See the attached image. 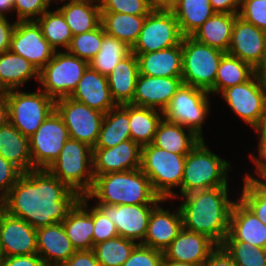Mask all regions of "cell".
I'll return each instance as SVG.
<instances>
[{
    "label": "cell",
    "instance_id": "obj_1",
    "mask_svg": "<svg viewBox=\"0 0 266 266\" xmlns=\"http://www.w3.org/2000/svg\"><path fill=\"white\" fill-rule=\"evenodd\" d=\"M80 195L47 169L22 173L6 197V212L35 229L62 223Z\"/></svg>",
    "mask_w": 266,
    "mask_h": 266
},
{
    "label": "cell",
    "instance_id": "obj_2",
    "mask_svg": "<svg viewBox=\"0 0 266 266\" xmlns=\"http://www.w3.org/2000/svg\"><path fill=\"white\" fill-rule=\"evenodd\" d=\"M228 187L191 191L181 196L183 228L203 234L221 246L229 233L231 211L236 202L229 199Z\"/></svg>",
    "mask_w": 266,
    "mask_h": 266
},
{
    "label": "cell",
    "instance_id": "obj_3",
    "mask_svg": "<svg viewBox=\"0 0 266 266\" xmlns=\"http://www.w3.org/2000/svg\"><path fill=\"white\" fill-rule=\"evenodd\" d=\"M95 203L109 205H140L165 203L153 190L150 179L141 168L125 172L94 175V184L86 195Z\"/></svg>",
    "mask_w": 266,
    "mask_h": 266
},
{
    "label": "cell",
    "instance_id": "obj_4",
    "mask_svg": "<svg viewBox=\"0 0 266 266\" xmlns=\"http://www.w3.org/2000/svg\"><path fill=\"white\" fill-rule=\"evenodd\" d=\"M205 144L201 139L185 157L181 196L191 191L228 186L230 162L210 151Z\"/></svg>",
    "mask_w": 266,
    "mask_h": 266
},
{
    "label": "cell",
    "instance_id": "obj_5",
    "mask_svg": "<svg viewBox=\"0 0 266 266\" xmlns=\"http://www.w3.org/2000/svg\"><path fill=\"white\" fill-rule=\"evenodd\" d=\"M185 157L152 143L141 147V170L150 179L154 192L162 199L180 197L172 189L181 186Z\"/></svg>",
    "mask_w": 266,
    "mask_h": 266
},
{
    "label": "cell",
    "instance_id": "obj_6",
    "mask_svg": "<svg viewBox=\"0 0 266 266\" xmlns=\"http://www.w3.org/2000/svg\"><path fill=\"white\" fill-rule=\"evenodd\" d=\"M47 170L80 196H86L94 184L92 148L69 138Z\"/></svg>",
    "mask_w": 266,
    "mask_h": 266
},
{
    "label": "cell",
    "instance_id": "obj_7",
    "mask_svg": "<svg viewBox=\"0 0 266 266\" xmlns=\"http://www.w3.org/2000/svg\"><path fill=\"white\" fill-rule=\"evenodd\" d=\"M226 53L205 45L192 36L182 38V82L214 93L220 61Z\"/></svg>",
    "mask_w": 266,
    "mask_h": 266
},
{
    "label": "cell",
    "instance_id": "obj_8",
    "mask_svg": "<svg viewBox=\"0 0 266 266\" xmlns=\"http://www.w3.org/2000/svg\"><path fill=\"white\" fill-rule=\"evenodd\" d=\"M24 92L20 89L5 91L9 122L23 135L32 136L44 120L55 110V100L42 91Z\"/></svg>",
    "mask_w": 266,
    "mask_h": 266
},
{
    "label": "cell",
    "instance_id": "obj_9",
    "mask_svg": "<svg viewBox=\"0 0 266 266\" xmlns=\"http://www.w3.org/2000/svg\"><path fill=\"white\" fill-rule=\"evenodd\" d=\"M89 63L68 51H55L51 60L39 71L38 83L53 100L69 97L75 90Z\"/></svg>",
    "mask_w": 266,
    "mask_h": 266
},
{
    "label": "cell",
    "instance_id": "obj_10",
    "mask_svg": "<svg viewBox=\"0 0 266 266\" xmlns=\"http://www.w3.org/2000/svg\"><path fill=\"white\" fill-rule=\"evenodd\" d=\"M209 92L182 84L163 111V118L192 130L201 139L210 110Z\"/></svg>",
    "mask_w": 266,
    "mask_h": 266
},
{
    "label": "cell",
    "instance_id": "obj_11",
    "mask_svg": "<svg viewBox=\"0 0 266 266\" xmlns=\"http://www.w3.org/2000/svg\"><path fill=\"white\" fill-rule=\"evenodd\" d=\"M183 35L173 11L153 9L144 21L132 53H149L179 45Z\"/></svg>",
    "mask_w": 266,
    "mask_h": 266
},
{
    "label": "cell",
    "instance_id": "obj_12",
    "mask_svg": "<svg viewBox=\"0 0 266 266\" xmlns=\"http://www.w3.org/2000/svg\"><path fill=\"white\" fill-rule=\"evenodd\" d=\"M55 110L68 129L69 138L88 144L94 148L101 130L105 114L91 109L70 97L55 101Z\"/></svg>",
    "mask_w": 266,
    "mask_h": 266
},
{
    "label": "cell",
    "instance_id": "obj_13",
    "mask_svg": "<svg viewBox=\"0 0 266 266\" xmlns=\"http://www.w3.org/2000/svg\"><path fill=\"white\" fill-rule=\"evenodd\" d=\"M29 139L33 167L48 169L58 158L69 134L63 119L54 110Z\"/></svg>",
    "mask_w": 266,
    "mask_h": 266
},
{
    "label": "cell",
    "instance_id": "obj_14",
    "mask_svg": "<svg viewBox=\"0 0 266 266\" xmlns=\"http://www.w3.org/2000/svg\"><path fill=\"white\" fill-rule=\"evenodd\" d=\"M226 103L247 125L257 130L266 113V94L254 75L243 84L226 88L220 93Z\"/></svg>",
    "mask_w": 266,
    "mask_h": 266
},
{
    "label": "cell",
    "instance_id": "obj_15",
    "mask_svg": "<svg viewBox=\"0 0 266 266\" xmlns=\"http://www.w3.org/2000/svg\"><path fill=\"white\" fill-rule=\"evenodd\" d=\"M10 50L24 57L38 71L51 60L56 51L44 38L36 21H16Z\"/></svg>",
    "mask_w": 266,
    "mask_h": 266
},
{
    "label": "cell",
    "instance_id": "obj_16",
    "mask_svg": "<svg viewBox=\"0 0 266 266\" xmlns=\"http://www.w3.org/2000/svg\"><path fill=\"white\" fill-rule=\"evenodd\" d=\"M115 224L118 236L142 243L146 237L152 210L158 204L109 205L95 203Z\"/></svg>",
    "mask_w": 266,
    "mask_h": 266
},
{
    "label": "cell",
    "instance_id": "obj_17",
    "mask_svg": "<svg viewBox=\"0 0 266 266\" xmlns=\"http://www.w3.org/2000/svg\"><path fill=\"white\" fill-rule=\"evenodd\" d=\"M227 53L256 69L266 59L265 31L237 16Z\"/></svg>",
    "mask_w": 266,
    "mask_h": 266
},
{
    "label": "cell",
    "instance_id": "obj_18",
    "mask_svg": "<svg viewBox=\"0 0 266 266\" xmlns=\"http://www.w3.org/2000/svg\"><path fill=\"white\" fill-rule=\"evenodd\" d=\"M139 168H141V147L131 139L111 148H92L93 175Z\"/></svg>",
    "mask_w": 266,
    "mask_h": 266
},
{
    "label": "cell",
    "instance_id": "obj_19",
    "mask_svg": "<svg viewBox=\"0 0 266 266\" xmlns=\"http://www.w3.org/2000/svg\"><path fill=\"white\" fill-rule=\"evenodd\" d=\"M0 250L3 257L37 254L36 229L6 212L0 219Z\"/></svg>",
    "mask_w": 266,
    "mask_h": 266
},
{
    "label": "cell",
    "instance_id": "obj_20",
    "mask_svg": "<svg viewBox=\"0 0 266 266\" xmlns=\"http://www.w3.org/2000/svg\"><path fill=\"white\" fill-rule=\"evenodd\" d=\"M182 84V77H154L139 74L130 104L164 111Z\"/></svg>",
    "mask_w": 266,
    "mask_h": 266
},
{
    "label": "cell",
    "instance_id": "obj_21",
    "mask_svg": "<svg viewBox=\"0 0 266 266\" xmlns=\"http://www.w3.org/2000/svg\"><path fill=\"white\" fill-rule=\"evenodd\" d=\"M217 247L218 245L209 237L183 228L163 252V261H179L203 266Z\"/></svg>",
    "mask_w": 266,
    "mask_h": 266
},
{
    "label": "cell",
    "instance_id": "obj_22",
    "mask_svg": "<svg viewBox=\"0 0 266 266\" xmlns=\"http://www.w3.org/2000/svg\"><path fill=\"white\" fill-rule=\"evenodd\" d=\"M224 241H241L266 249V225L239 198L233 205Z\"/></svg>",
    "mask_w": 266,
    "mask_h": 266
},
{
    "label": "cell",
    "instance_id": "obj_23",
    "mask_svg": "<svg viewBox=\"0 0 266 266\" xmlns=\"http://www.w3.org/2000/svg\"><path fill=\"white\" fill-rule=\"evenodd\" d=\"M69 97L104 114L117 106L111 96L107 76L101 75L90 66Z\"/></svg>",
    "mask_w": 266,
    "mask_h": 266
},
{
    "label": "cell",
    "instance_id": "obj_24",
    "mask_svg": "<svg viewBox=\"0 0 266 266\" xmlns=\"http://www.w3.org/2000/svg\"><path fill=\"white\" fill-rule=\"evenodd\" d=\"M183 229L180 209L171 213L159 204L152 210L147 233L141 243L150 248L164 252Z\"/></svg>",
    "mask_w": 266,
    "mask_h": 266
},
{
    "label": "cell",
    "instance_id": "obj_25",
    "mask_svg": "<svg viewBox=\"0 0 266 266\" xmlns=\"http://www.w3.org/2000/svg\"><path fill=\"white\" fill-rule=\"evenodd\" d=\"M37 254L47 266H62L76 251L62 223L36 229Z\"/></svg>",
    "mask_w": 266,
    "mask_h": 266
},
{
    "label": "cell",
    "instance_id": "obj_26",
    "mask_svg": "<svg viewBox=\"0 0 266 266\" xmlns=\"http://www.w3.org/2000/svg\"><path fill=\"white\" fill-rule=\"evenodd\" d=\"M139 74L154 77H182V41L173 47L149 52L134 53Z\"/></svg>",
    "mask_w": 266,
    "mask_h": 266
},
{
    "label": "cell",
    "instance_id": "obj_27",
    "mask_svg": "<svg viewBox=\"0 0 266 266\" xmlns=\"http://www.w3.org/2000/svg\"><path fill=\"white\" fill-rule=\"evenodd\" d=\"M138 75V59L131 52L107 76L111 96L117 105L130 104L132 102Z\"/></svg>",
    "mask_w": 266,
    "mask_h": 266
},
{
    "label": "cell",
    "instance_id": "obj_28",
    "mask_svg": "<svg viewBox=\"0 0 266 266\" xmlns=\"http://www.w3.org/2000/svg\"><path fill=\"white\" fill-rule=\"evenodd\" d=\"M57 9L62 13L72 35L94 30L101 24L99 0H68Z\"/></svg>",
    "mask_w": 266,
    "mask_h": 266
},
{
    "label": "cell",
    "instance_id": "obj_29",
    "mask_svg": "<svg viewBox=\"0 0 266 266\" xmlns=\"http://www.w3.org/2000/svg\"><path fill=\"white\" fill-rule=\"evenodd\" d=\"M0 155L22 173L35 169L32 165L29 137L10 122L0 127Z\"/></svg>",
    "mask_w": 266,
    "mask_h": 266
},
{
    "label": "cell",
    "instance_id": "obj_30",
    "mask_svg": "<svg viewBox=\"0 0 266 266\" xmlns=\"http://www.w3.org/2000/svg\"><path fill=\"white\" fill-rule=\"evenodd\" d=\"M200 140L192 130L163 118L152 144L174 154L187 155Z\"/></svg>",
    "mask_w": 266,
    "mask_h": 266
},
{
    "label": "cell",
    "instance_id": "obj_31",
    "mask_svg": "<svg viewBox=\"0 0 266 266\" xmlns=\"http://www.w3.org/2000/svg\"><path fill=\"white\" fill-rule=\"evenodd\" d=\"M34 77L39 80V71L24 57L11 50L0 54V92L20 89Z\"/></svg>",
    "mask_w": 266,
    "mask_h": 266
},
{
    "label": "cell",
    "instance_id": "obj_32",
    "mask_svg": "<svg viewBox=\"0 0 266 266\" xmlns=\"http://www.w3.org/2000/svg\"><path fill=\"white\" fill-rule=\"evenodd\" d=\"M238 14L215 12L191 36L197 41L227 53Z\"/></svg>",
    "mask_w": 266,
    "mask_h": 266
},
{
    "label": "cell",
    "instance_id": "obj_33",
    "mask_svg": "<svg viewBox=\"0 0 266 266\" xmlns=\"http://www.w3.org/2000/svg\"><path fill=\"white\" fill-rule=\"evenodd\" d=\"M129 104L117 105L105 113L94 148H111L131 139Z\"/></svg>",
    "mask_w": 266,
    "mask_h": 266
},
{
    "label": "cell",
    "instance_id": "obj_34",
    "mask_svg": "<svg viewBox=\"0 0 266 266\" xmlns=\"http://www.w3.org/2000/svg\"><path fill=\"white\" fill-rule=\"evenodd\" d=\"M62 224L76 251L93 250V217L79 201L69 211Z\"/></svg>",
    "mask_w": 266,
    "mask_h": 266
},
{
    "label": "cell",
    "instance_id": "obj_35",
    "mask_svg": "<svg viewBox=\"0 0 266 266\" xmlns=\"http://www.w3.org/2000/svg\"><path fill=\"white\" fill-rule=\"evenodd\" d=\"M146 16L101 12V24L106 34L125 42L132 48L138 40Z\"/></svg>",
    "mask_w": 266,
    "mask_h": 266
},
{
    "label": "cell",
    "instance_id": "obj_36",
    "mask_svg": "<svg viewBox=\"0 0 266 266\" xmlns=\"http://www.w3.org/2000/svg\"><path fill=\"white\" fill-rule=\"evenodd\" d=\"M162 119L163 111L129 104L131 140L140 147L151 144Z\"/></svg>",
    "mask_w": 266,
    "mask_h": 266
},
{
    "label": "cell",
    "instance_id": "obj_37",
    "mask_svg": "<svg viewBox=\"0 0 266 266\" xmlns=\"http://www.w3.org/2000/svg\"><path fill=\"white\" fill-rule=\"evenodd\" d=\"M172 11L183 36H191L215 13L210 0H181Z\"/></svg>",
    "mask_w": 266,
    "mask_h": 266
},
{
    "label": "cell",
    "instance_id": "obj_38",
    "mask_svg": "<svg viewBox=\"0 0 266 266\" xmlns=\"http://www.w3.org/2000/svg\"><path fill=\"white\" fill-rule=\"evenodd\" d=\"M255 75V69L248 63L226 53L219 64L214 84V94H220L228 87L243 84Z\"/></svg>",
    "mask_w": 266,
    "mask_h": 266
},
{
    "label": "cell",
    "instance_id": "obj_39",
    "mask_svg": "<svg viewBox=\"0 0 266 266\" xmlns=\"http://www.w3.org/2000/svg\"><path fill=\"white\" fill-rule=\"evenodd\" d=\"M131 53V48L123 41L105 33L103 42L89 66L101 75L108 76L114 67Z\"/></svg>",
    "mask_w": 266,
    "mask_h": 266
},
{
    "label": "cell",
    "instance_id": "obj_40",
    "mask_svg": "<svg viewBox=\"0 0 266 266\" xmlns=\"http://www.w3.org/2000/svg\"><path fill=\"white\" fill-rule=\"evenodd\" d=\"M36 22L40 26L44 38L56 51H59L58 48L60 47L65 48V51L69 48L73 35L64 16L58 9L47 10Z\"/></svg>",
    "mask_w": 266,
    "mask_h": 266
},
{
    "label": "cell",
    "instance_id": "obj_41",
    "mask_svg": "<svg viewBox=\"0 0 266 266\" xmlns=\"http://www.w3.org/2000/svg\"><path fill=\"white\" fill-rule=\"evenodd\" d=\"M138 242L121 236L102 241L93 246L99 266H122Z\"/></svg>",
    "mask_w": 266,
    "mask_h": 266
},
{
    "label": "cell",
    "instance_id": "obj_42",
    "mask_svg": "<svg viewBox=\"0 0 266 266\" xmlns=\"http://www.w3.org/2000/svg\"><path fill=\"white\" fill-rule=\"evenodd\" d=\"M237 266H266V249L241 241H224L221 245Z\"/></svg>",
    "mask_w": 266,
    "mask_h": 266
},
{
    "label": "cell",
    "instance_id": "obj_43",
    "mask_svg": "<svg viewBox=\"0 0 266 266\" xmlns=\"http://www.w3.org/2000/svg\"><path fill=\"white\" fill-rule=\"evenodd\" d=\"M103 42V26L100 24L92 31L74 35L66 50L88 63L96 56Z\"/></svg>",
    "mask_w": 266,
    "mask_h": 266
},
{
    "label": "cell",
    "instance_id": "obj_44",
    "mask_svg": "<svg viewBox=\"0 0 266 266\" xmlns=\"http://www.w3.org/2000/svg\"><path fill=\"white\" fill-rule=\"evenodd\" d=\"M243 180L238 198L266 225V191L255 181Z\"/></svg>",
    "mask_w": 266,
    "mask_h": 266
},
{
    "label": "cell",
    "instance_id": "obj_45",
    "mask_svg": "<svg viewBox=\"0 0 266 266\" xmlns=\"http://www.w3.org/2000/svg\"><path fill=\"white\" fill-rule=\"evenodd\" d=\"M79 202L89 211L93 217V245L118 236L115 224L112 223V221L96 205L88 208L89 199L86 196H81Z\"/></svg>",
    "mask_w": 266,
    "mask_h": 266
},
{
    "label": "cell",
    "instance_id": "obj_46",
    "mask_svg": "<svg viewBox=\"0 0 266 266\" xmlns=\"http://www.w3.org/2000/svg\"><path fill=\"white\" fill-rule=\"evenodd\" d=\"M101 12L131 15H148L152 10L150 0H99Z\"/></svg>",
    "mask_w": 266,
    "mask_h": 266
},
{
    "label": "cell",
    "instance_id": "obj_47",
    "mask_svg": "<svg viewBox=\"0 0 266 266\" xmlns=\"http://www.w3.org/2000/svg\"><path fill=\"white\" fill-rule=\"evenodd\" d=\"M238 16L266 32V0H241Z\"/></svg>",
    "mask_w": 266,
    "mask_h": 266
},
{
    "label": "cell",
    "instance_id": "obj_48",
    "mask_svg": "<svg viewBox=\"0 0 266 266\" xmlns=\"http://www.w3.org/2000/svg\"><path fill=\"white\" fill-rule=\"evenodd\" d=\"M163 252L138 243L122 266H162Z\"/></svg>",
    "mask_w": 266,
    "mask_h": 266
},
{
    "label": "cell",
    "instance_id": "obj_49",
    "mask_svg": "<svg viewBox=\"0 0 266 266\" xmlns=\"http://www.w3.org/2000/svg\"><path fill=\"white\" fill-rule=\"evenodd\" d=\"M50 0H14L13 11L18 21H36L50 6Z\"/></svg>",
    "mask_w": 266,
    "mask_h": 266
},
{
    "label": "cell",
    "instance_id": "obj_50",
    "mask_svg": "<svg viewBox=\"0 0 266 266\" xmlns=\"http://www.w3.org/2000/svg\"><path fill=\"white\" fill-rule=\"evenodd\" d=\"M22 172L0 155V195L6 198Z\"/></svg>",
    "mask_w": 266,
    "mask_h": 266
},
{
    "label": "cell",
    "instance_id": "obj_51",
    "mask_svg": "<svg viewBox=\"0 0 266 266\" xmlns=\"http://www.w3.org/2000/svg\"><path fill=\"white\" fill-rule=\"evenodd\" d=\"M259 144H258V157L254 154L250 155L251 161L255 164L256 177L250 175V173L244 176V179L257 182L262 176L266 175V137L259 133ZM259 177V178H258Z\"/></svg>",
    "mask_w": 266,
    "mask_h": 266
},
{
    "label": "cell",
    "instance_id": "obj_52",
    "mask_svg": "<svg viewBox=\"0 0 266 266\" xmlns=\"http://www.w3.org/2000/svg\"><path fill=\"white\" fill-rule=\"evenodd\" d=\"M0 266H47L38 254L3 257Z\"/></svg>",
    "mask_w": 266,
    "mask_h": 266
},
{
    "label": "cell",
    "instance_id": "obj_53",
    "mask_svg": "<svg viewBox=\"0 0 266 266\" xmlns=\"http://www.w3.org/2000/svg\"><path fill=\"white\" fill-rule=\"evenodd\" d=\"M62 266H99L93 250L75 251Z\"/></svg>",
    "mask_w": 266,
    "mask_h": 266
},
{
    "label": "cell",
    "instance_id": "obj_54",
    "mask_svg": "<svg viewBox=\"0 0 266 266\" xmlns=\"http://www.w3.org/2000/svg\"><path fill=\"white\" fill-rule=\"evenodd\" d=\"M16 21L10 23L5 16H0V54L10 50L11 38Z\"/></svg>",
    "mask_w": 266,
    "mask_h": 266
},
{
    "label": "cell",
    "instance_id": "obj_55",
    "mask_svg": "<svg viewBox=\"0 0 266 266\" xmlns=\"http://www.w3.org/2000/svg\"><path fill=\"white\" fill-rule=\"evenodd\" d=\"M203 266H237L232 257L222 246H218L205 261Z\"/></svg>",
    "mask_w": 266,
    "mask_h": 266
},
{
    "label": "cell",
    "instance_id": "obj_56",
    "mask_svg": "<svg viewBox=\"0 0 266 266\" xmlns=\"http://www.w3.org/2000/svg\"><path fill=\"white\" fill-rule=\"evenodd\" d=\"M210 4L217 13L239 14L241 0H210Z\"/></svg>",
    "mask_w": 266,
    "mask_h": 266
},
{
    "label": "cell",
    "instance_id": "obj_57",
    "mask_svg": "<svg viewBox=\"0 0 266 266\" xmlns=\"http://www.w3.org/2000/svg\"><path fill=\"white\" fill-rule=\"evenodd\" d=\"M181 0H151V6L155 10L172 11Z\"/></svg>",
    "mask_w": 266,
    "mask_h": 266
},
{
    "label": "cell",
    "instance_id": "obj_58",
    "mask_svg": "<svg viewBox=\"0 0 266 266\" xmlns=\"http://www.w3.org/2000/svg\"><path fill=\"white\" fill-rule=\"evenodd\" d=\"M9 122L8 104L4 92H0V127Z\"/></svg>",
    "mask_w": 266,
    "mask_h": 266
},
{
    "label": "cell",
    "instance_id": "obj_59",
    "mask_svg": "<svg viewBox=\"0 0 266 266\" xmlns=\"http://www.w3.org/2000/svg\"><path fill=\"white\" fill-rule=\"evenodd\" d=\"M255 75L258 78L260 87L266 94V59L255 69Z\"/></svg>",
    "mask_w": 266,
    "mask_h": 266
},
{
    "label": "cell",
    "instance_id": "obj_60",
    "mask_svg": "<svg viewBox=\"0 0 266 266\" xmlns=\"http://www.w3.org/2000/svg\"><path fill=\"white\" fill-rule=\"evenodd\" d=\"M13 1L14 0H0V16H5L7 12H13Z\"/></svg>",
    "mask_w": 266,
    "mask_h": 266
},
{
    "label": "cell",
    "instance_id": "obj_61",
    "mask_svg": "<svg viewBox=\"0 0 266 266\" xmlns=\"http://www.w3.org/2000/svg\"><path fill=\"white\" fill-rule=\"evenodd\" d=\"M162 266H201L179 261H162Z\"/></svg>",
    "mask_w": 266,
    "mask_h": 266
},
{
    "label": "cell",
    "instance_id": "obj_62",
    "mask_svg": "<svg viewBox=\"0 0 266 266\" xmlns=\"http://www.w3.org/2000/svg\"><path fill=\"white\" fill-rule=\"evenodd\" d=\"M6 213V198L0 195V219Z\"/></svg>",
    "mask_w": 266,
    "mask_h": 266
},
{
    "label": "cell",
    "instance_id": "obj_63",
    "mask_svg": "<svg viewBox=\"0 0 266 266\" xmlns=\"http://www.w3.org/2000/svg\"><path fill=\"white\" fill-rule=\"evenodd\" d=\"M255 132L261 133L264 137H266V113L264 115V119L261 126L257 130H255Z\"/></svg>",
    "mask_w": 266,
    "mask_h": 266
},
{
    "label": "cell",
    "instance_id": "obj_64",
    "mask_svg": "<svg viewBox=\"0 0 266 266\" xmlns=\"http://www.w3.org/2000/svg\"><path fill=\"white\" fill-rule=\"evenodd\" d=\"M257 183L266 191V175L262 176Z\"/></svg>",
    "mask_w": 266,
    "mask_h": 266
},
{
    "label": "cell",
    "instance_id": "obj_65",
    "mask_svg": "<svg viewBox=\"0 0 266 266\" xmlns=\"http://www.w3.org/2000/svg\"><path fill=\"white\" fill-rule=\"evenodd\" d=\"M2 260H3V256H2V253H1V250H0V265L2 263Z\"/></svg>",
    "mask_w": 266,
    "mask_h": 266
},
{
    "label": "cell",
    "instance_id": "obj_66",
    "mask_svg": "<svg viewBox=\"0 0 266 266\" xmlns=\"http://www.w3.org/2000/svg\"><path fill=\"white\" fill-rule=\"evenodd\" d=\"M57 2V1H59L60 3H61V1H65V0H50V2Z\"/></svg>",
    "mask_w": 266,
    "mask_h": 266
}]
</instances>
